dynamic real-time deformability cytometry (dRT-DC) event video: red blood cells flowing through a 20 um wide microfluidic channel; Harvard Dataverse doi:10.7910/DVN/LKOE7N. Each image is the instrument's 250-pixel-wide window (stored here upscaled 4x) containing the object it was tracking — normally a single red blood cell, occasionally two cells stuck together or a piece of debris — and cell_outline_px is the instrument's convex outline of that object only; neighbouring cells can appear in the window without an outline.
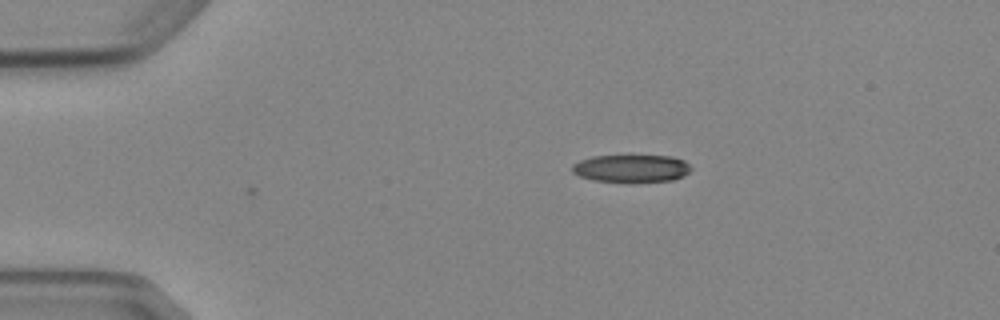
{"species": "Egyptian fruit bat (a non-hibernating species)", "species_latin": "Rousettus aegyptiacus", "temperature_condition": "cold", "stored_images_in_passage": 5, "camera_frame_rate_fps": 3000, "um_per_image_px": 0.085, "animal": {"sex": "female"}, "frame": {"image": 1, "passage_image": 1, "time_ms": 0.0, "image_size_px": [1000, 320], "cell_outline_px": [[692, 168], [684, 176], [672, 180], [628, 184], [592, 180], [580, 176], [572, 172], [572, 164], [580, 160], [592, 156], [672, 156], [684, 160]], "centroid_in_image_um": [53.66, 14.35], "position_along_channel_um": 31.3, "area_um2": 19.65}}
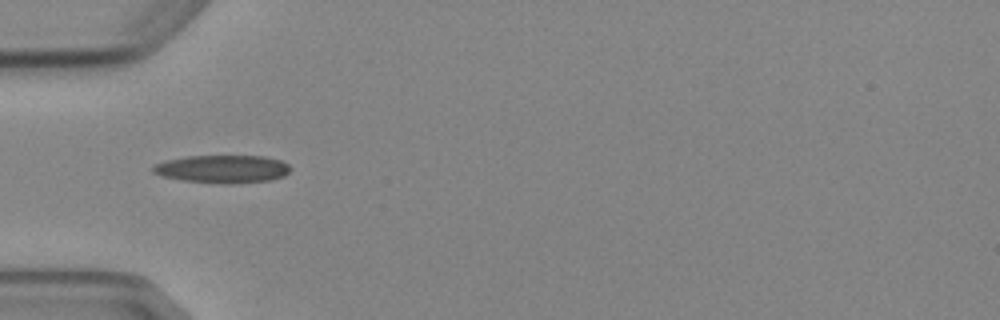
{"frame": {"image": 2, "passage_image": 3, "time_ms": 2.333, "image_size_px": [1000, 320], "cell_outline_px": [[292, 168], [284, 176], [272, 180], [224, 184], [184, 180], [160, 176], [152, 172], [152, 164], [164, 160], [188, 156], [264, 156], [280, 160], [288, 164]], "centroid_in_image_um": [18.89, 14.36], "position_along_channel_um": 66.1, "area_um2": 22.48}}
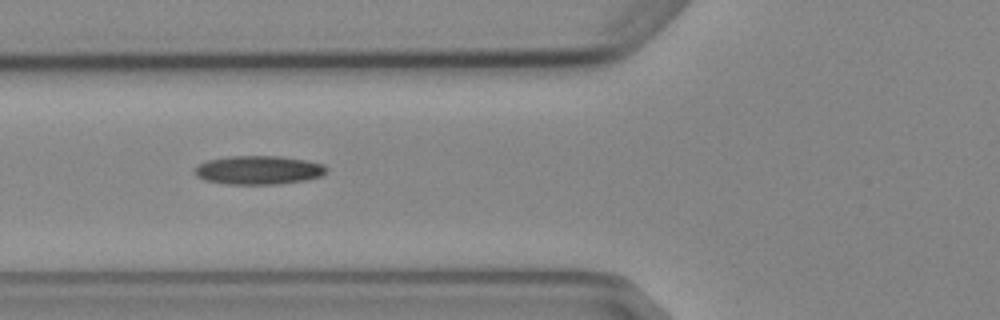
{"frame": {"image": 3, "passage_image": 4, "time_ms": 3.333, "image_size_px": [1000, 320], "cell_outline_px": [[328, 168], [320, 176], [304, 180], [280, 184], [228, 184], [204, 180], [196, 176], [192, 172], [200, 164], [208, 160], [228, 156], [280, 156], [304, 160], [324, 164]], "centroid_in_image_um": [21.95, 14.45], "position_along_channel_um": 103.9, "area_um2": 21.96}}